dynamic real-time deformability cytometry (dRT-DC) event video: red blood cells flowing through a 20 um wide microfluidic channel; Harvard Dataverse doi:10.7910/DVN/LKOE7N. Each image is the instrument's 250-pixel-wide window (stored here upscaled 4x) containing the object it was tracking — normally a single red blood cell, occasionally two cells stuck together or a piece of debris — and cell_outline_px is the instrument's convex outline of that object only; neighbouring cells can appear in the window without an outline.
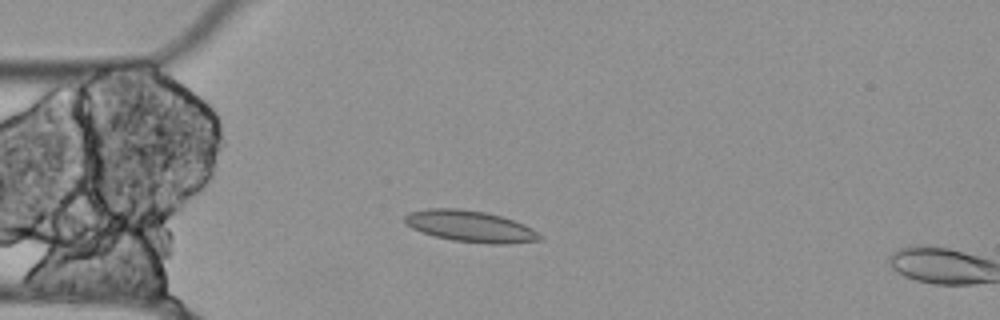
{"species": "Egyptian fruit bat (a non-hibernating species)", "species_latin": "Rousettus aegyptiacus", "temperature_condition": "cold", "stored_images_in_passage": 15, "camera_frame_rate_fps": 3000, "um_per_image_px": 0.085, "animal": {"sex": "female"}, "frame": {"image": 1, "passage_image": 13, "time_ms": 4.0, "image_size_px": [1000, 320], "cell_outline_px": [[544, 240], [508, 244], [488, 244], [452, 240], [420, 232], [404, 224], [404, 216], [408, 212], [428, 208], [460, 208], [484, 212], [500, 216], [524, 224], [532, 228], [544, 236]], "centroid_in_image_um": [39.98, 19.24], "position_along_channel_um": 45.0, "area_um2": 24.97}}